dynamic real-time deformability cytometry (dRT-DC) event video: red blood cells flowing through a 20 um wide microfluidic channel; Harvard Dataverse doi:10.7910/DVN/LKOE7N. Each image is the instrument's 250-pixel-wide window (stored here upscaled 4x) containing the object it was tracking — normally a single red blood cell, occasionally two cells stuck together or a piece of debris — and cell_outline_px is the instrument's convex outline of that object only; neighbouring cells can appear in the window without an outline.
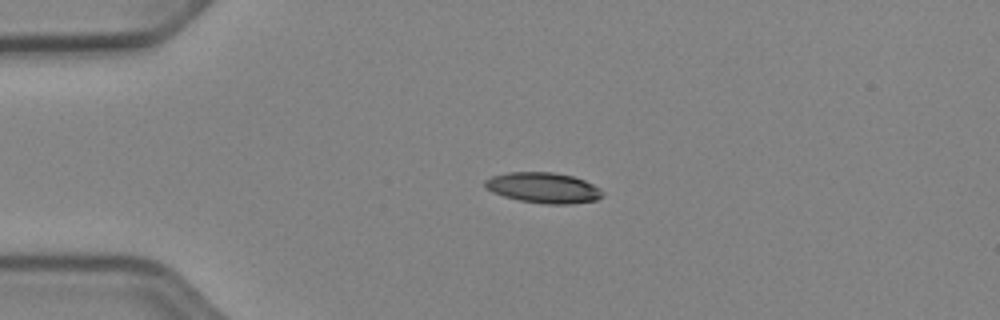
{"species": "Egyptian fruit bat (a non-hibernating species)", "species_latin": "Rousettus aegyptiacus", "temperature_condition": "cold", "stored_images_in_passage": 41, "camera_frame_rate_fps": 3000, "um_per_image_px": 0.085, "animal": {"sex": "female"}, "frame": {"image": 1, "passage_image": 1, "time_ms": 0.0, "image_size_px": [1000, 320], "cell_outline_px": [[604, 196], [596, 200], [572, 204], [544, 204], [520, 200], [504, 196], [492, 192], [484, 184], [484, 180], [492, 176], [508, 172], [552, 172], [572, 176], [584, 180], [600, 188], [604, 192]], "centroid_in_image_um": [46.22, 15.96], "position_along_channel_um": 38.8, "area_um2": 20.92}}
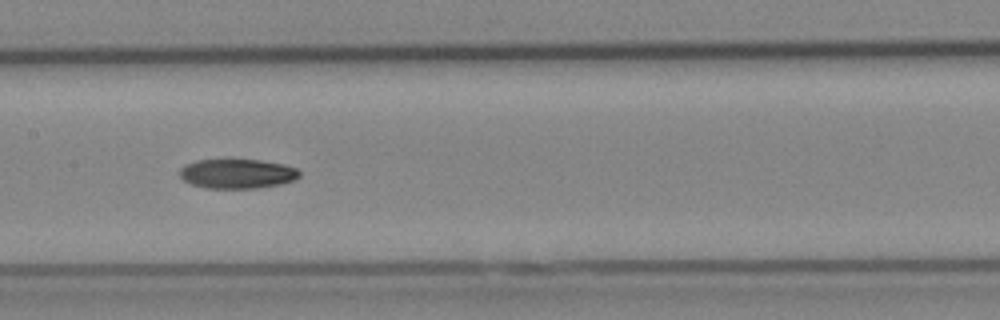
{"frame": {"image": 2, "passage_image": 15, "time_ms": 4.667, "image_size_px": [1000, 320], "cell_outline_px": [[300, 176], [292, 180], [280, 184], [256, 188], [208, 188], [192, 184], [184, 180], [180, 176], [180, 168], [196, 160], [260, 160], [284, 164], [296, 168], [300, 172]], "centroid_in_image_um": [20.18, 14.76], "position_along_channel_um": 187.2, "area_um2": 20.35}}
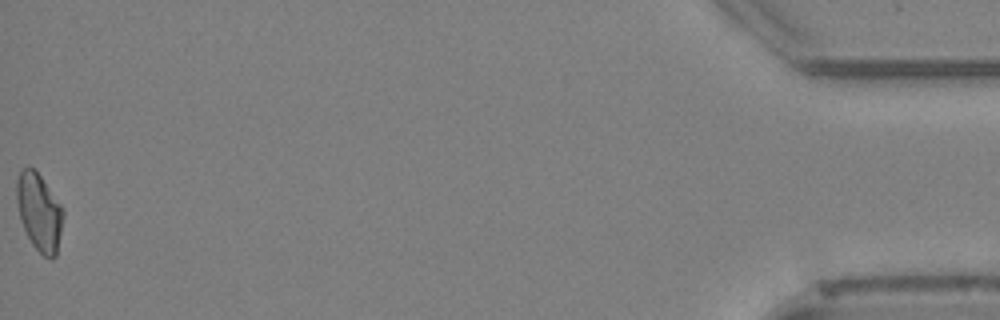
{"frame": {"image": 3, "passage_image": 41, "time_ms": 13.333, "image_size_px": [1000, 320], "cell_outline_px": [[64, 216], [56, 256], [52, 260], [44, 256], [32, 244], [24, 228], [20, 216], [16, 200], [16, 180], [20, 168], [28, 164], [40, 176], [64, 208]], "centroid_in_image_um": [3.33, 17.99], "position_along_channel_um": 431.9, "area_um2": 21.1}, "authors_computed_cell_mechanics": {"area_um2": 20.8658, "velocity_mm_per_s": 3.9421, "shape_relaxation_time_tau1_ms": 7.7661, "shape_relaxation_time_tau2_ms": null, "deformation_change_tau1": 0.1655, "deformation_change_tau2": null}}